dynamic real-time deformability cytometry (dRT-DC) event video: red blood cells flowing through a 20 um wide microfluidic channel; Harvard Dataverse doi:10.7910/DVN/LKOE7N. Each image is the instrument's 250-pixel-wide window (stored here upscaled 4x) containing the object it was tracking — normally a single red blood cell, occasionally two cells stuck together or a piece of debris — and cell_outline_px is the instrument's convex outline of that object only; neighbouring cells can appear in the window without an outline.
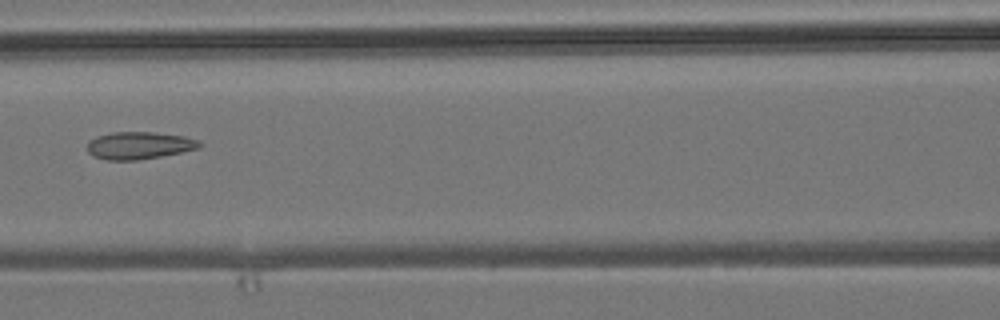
{"species": "common noctule bat (a hibernating species)", "species_latin": "Nyctalus noctula", "temperature_condition": "room temperature", "stored_images_in_passage": 6, "camera_frame_rate_fps": 3000, "um_per_image_px": 0.085, "animal": {"sex": "male", "body_mass_g": 19.2, "forearm_length_mm": 51.8}, "frame": {"image": 1, "passage_image": 5, "time_ms": 5.0, "image_size_px": [1000, 320], "cell_outline_px": [[204, 144], [200, 148], [160, 156], [136, 160], [108, 160], [92, 156], [88, 152], [88, 140], [96, 136], [112, 132], [156, 132], [184, 136], [200, 140]], "centroid_in_image_um": [11.84, 12.35], "position_along_channel_um": 154.8, "area_um2": 18.03}}
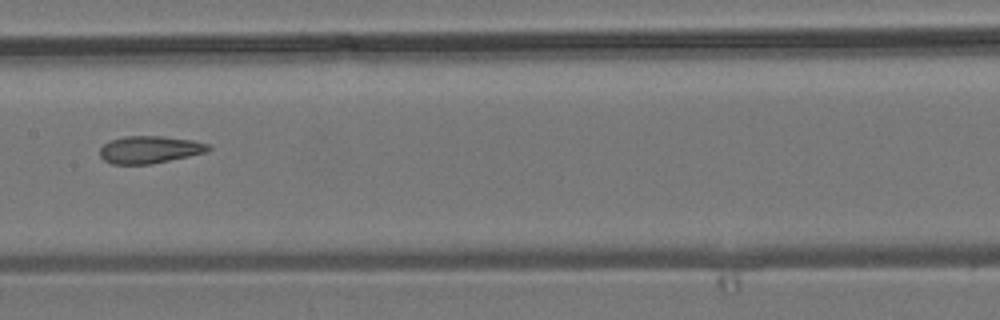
{"frame": {"image": 2, "passage_image": 6, "time_ms": 6.0, "image_size_px": [1000, 320], "cell_outline_px": [[212, 148], [208, 152], [148, 164], [112, 164], [104, 160], [100, 156], [100, 148], [104, 144], [112, 140], [124, 136], [164, 136], [192, 140], [208, 144]], "centroid_in_image_um": [12.72, 12.71], "position_along_channel_um": 194.7, "area_um2": 17.17}}